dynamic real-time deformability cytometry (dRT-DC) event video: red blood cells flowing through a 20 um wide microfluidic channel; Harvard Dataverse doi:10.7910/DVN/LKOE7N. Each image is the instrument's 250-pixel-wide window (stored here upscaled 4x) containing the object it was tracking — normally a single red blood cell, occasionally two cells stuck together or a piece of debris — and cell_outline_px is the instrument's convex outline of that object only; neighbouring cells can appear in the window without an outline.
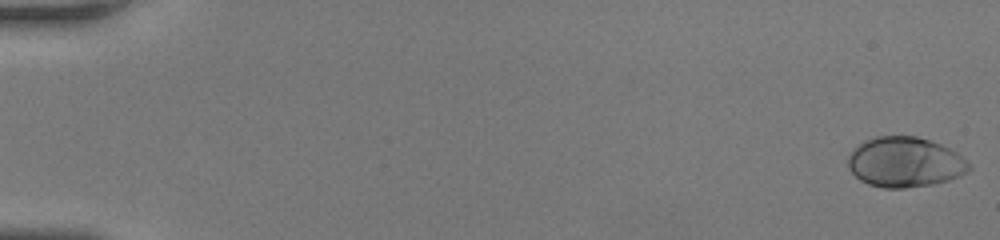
{"species": "human", "species_latin": "Homo sapiens", "temperature_condition": "room temperature", "stored_images_in_passage": 49, "camera_frame_rate_fps": 3000, "um_per_image_px": 0.085, "donor": {"sex": "female"}, "frame": {"image": 1, "passage_image": 1, "time_ms": 0.0, "image_size_px": [1000, 240], "cell_outline_px": [[972, 168], [968, 172], [960, 176], [948, 180], [932, 184], [904, 188], [884, 188], [868, 184], [860, 180], [848, 168], [848, 156], [864, 140], [876, 136], [916, 136], [940, 144], [956, 152]], "centroid_in_image_um": [76.91, 13.79], "position_along_channel_um": 8.1, "area_um2": 35.08}}
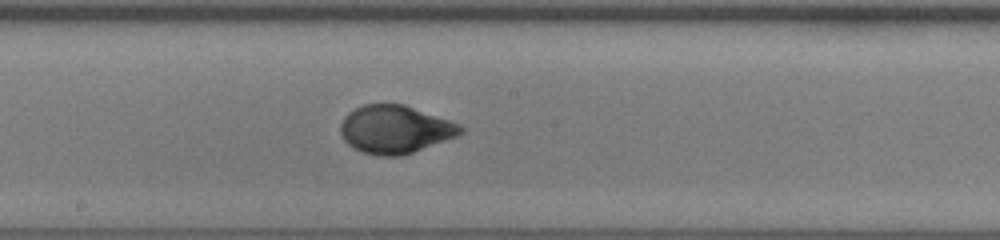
{"frame": {"image": 2, "passage_image": 28, "time_ms": 9.0, "image_size_px": [1000, 240], "cell_outline_px": [[464, 132], [456, 136], [412, 152], [400, 156], [376, 156], [352, 148], [344, 140], [340, 132], [340, 124], [344, 116], [348, 112], [364, 104], [404, 104], [460, 124], [464, 128]], "centroid_in_image_um": [33.55, 10.99], "position_along_channel_um": 214.7, "area_um2": 33.47}}
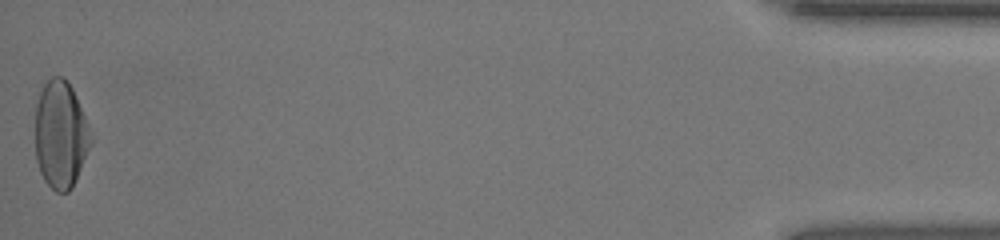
{"frame": {"image": 3, "passage_image": 49, "time_ms": 16.0, "image_size_px": [1000, 240], "cell_outline_px": [[92, 144], [72, 188], [68, 192], [56, 192], [44, 180], [40, 172], [36, 160], [36, 104], [40, 92], [44, 84], [52, 76], [64, 76], [72, 88], [76, 96], [88, 124], [92, 140]], "centroid_in_image_um": [5.16, 11.45], "position_along_channel_um": 430.0, "area_um2": 34.8}, "authors_computed_cell_mechanics": {"area_um2": 33.6974, "velocity_mm_per_s": 4.339, "shape_relaxation_time_tau1_ms": 3.5521, "shape_relaxation_time_tau2_ms": null, "deformation_change_tau1": 0.1859, "deformation_change_tau2": null}}